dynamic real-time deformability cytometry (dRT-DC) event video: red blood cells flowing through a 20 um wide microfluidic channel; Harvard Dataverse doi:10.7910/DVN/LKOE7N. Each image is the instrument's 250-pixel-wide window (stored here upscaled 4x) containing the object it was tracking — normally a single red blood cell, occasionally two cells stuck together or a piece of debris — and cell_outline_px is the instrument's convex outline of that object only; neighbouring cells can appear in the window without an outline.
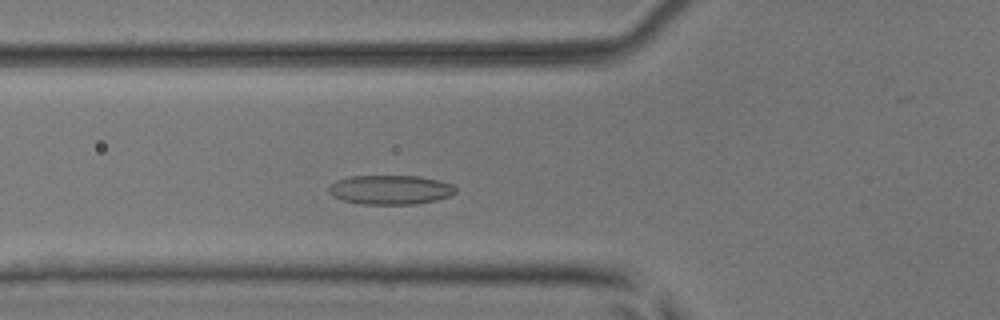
{"species": "common noctule bat (a hibernating species)", "species_latin": "Nyctalus noctula", "temperature_condition": "room temperature", "stored_images_in_passage": 46, "camera_frame_rate_fps": 3000, "um_per_image_px": 0.085, "animal": {"sex": "male", "body_mass_g": 17.9, "forearm_length_mm": 54.2}, "frame": {"image": 1, "passage_image": 13, "time_ms": 4.0, "image_size_px": [1000, 320], "cell_outline_px": [[456, 192], [448, 196], [436, 200], [416, 204], [364, 204], [344, 200], [332, 196], [328, 192], [328, 188], [336, 180], [352, 176], [420, 176], [452, 184], [456, 188]], "centroid_in_image_um": [33.17, 16.13], "position_along_channel_um": 92.6, "area_um2": 21.5}}
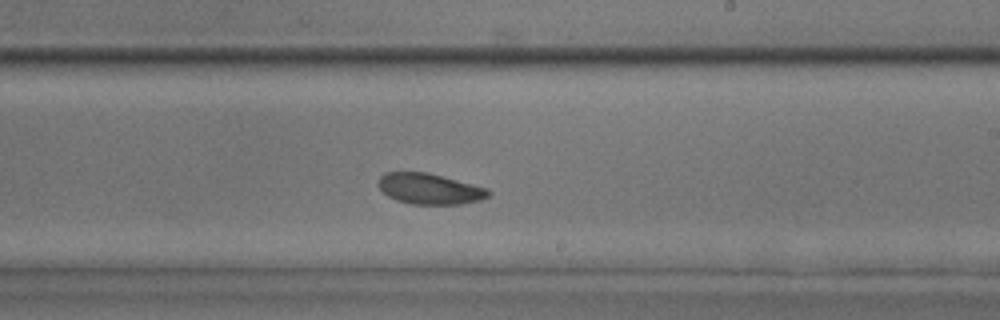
{"frame": {"image": 2, "passage_image": 25, "time_ms": 8.0, "image_size_px": [1000, 320], "cell_outline_px": [[492, 192], [488, 196], [480, 200], [460, 204], [412, 204], [396, 200], [388, 196], [380, 188], [380, 176], [384, 172], [428, 172], [488, 188]], "centroid_in_image_um": [36.54, 16.04], "position_along_channel_um": 252.5, "area_um2": 19.65}}
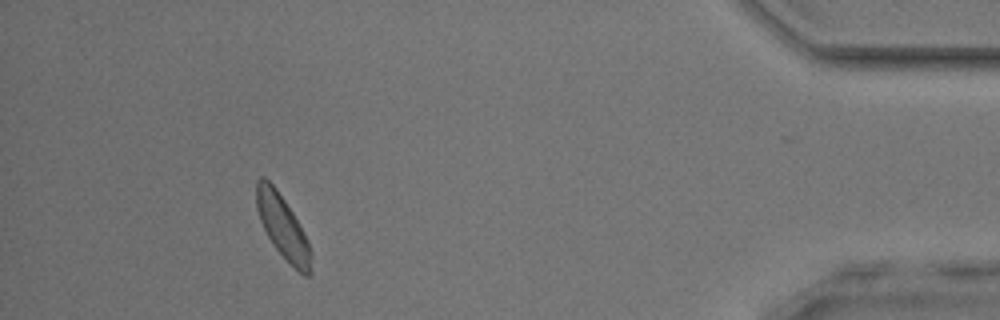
{"frame": {"image": 3, "passage_image": 41, "time_ms": 13.333, "image_size_px": [1000, 320], "cell_outline_px": [[312, 272], [308, 276], [304, 276], [272, 244], [260, 220], [256, 208], [256, 180], [260, 176], [264, 176], [276, 188], [292, 212], [304, 232], [312, 252]], "centroid_in_image_um": [24.03, 19.26], "position_along_channel_um": 411.2, "area_um2": 19.94}, "authors_computed_cell_mechanics": {"area_um2": 20.1722, "velocity_mm_per_s": 4.0178, "shape_relaxation_time_tau1_ms": 2.238, "shape_relaxation_time_tau2_ms": null, "deformation_change_tau1": 0.0674, "deformation_change_tau2": null}}